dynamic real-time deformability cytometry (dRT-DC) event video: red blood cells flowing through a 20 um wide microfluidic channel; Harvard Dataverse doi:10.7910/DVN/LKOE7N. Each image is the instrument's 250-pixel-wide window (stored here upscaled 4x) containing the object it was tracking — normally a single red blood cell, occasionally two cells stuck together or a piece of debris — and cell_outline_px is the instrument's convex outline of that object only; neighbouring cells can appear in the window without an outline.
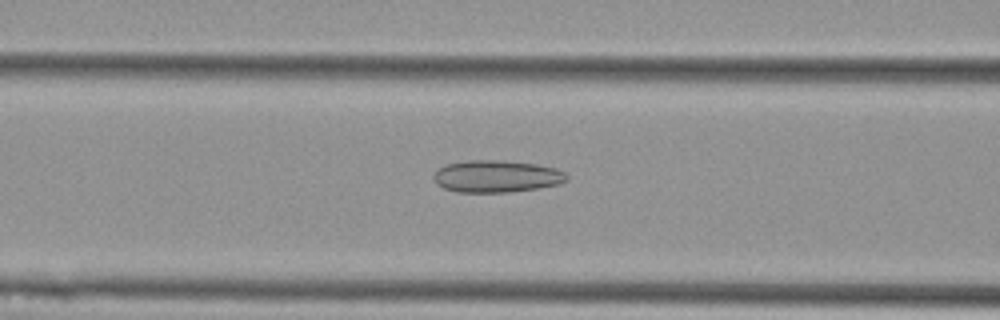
{"species": "Egyptian fruit bat (a non-hibernating species)", "species_latin": "Rousettus aegyptiacus", "temperature_condition": "cold", "stored_images_in_passage": 54, "camera_frame_rate_fps": 3000, "um_per_image_px": 0.085, "animal": {"sex": "female"}, "frame": {"image": 1, "passage_image": 22, "time_ms": 7.0, "image_size_px": [1000, 320], "cell_outline_px": [[568, 180], [560, 184], [536, 188], [508, 192], [456, 192], [444, 188], [436, 184], [432, 176], [440, 168], [448, 164], [468, 160], [504, 160], [536, 164], [556, 168], [564, 172], [568, 176]], "centroid_in_image_um": [42.22, 14.98], "position_along_channel_um": 124.4, "area_um2": 24.91}}
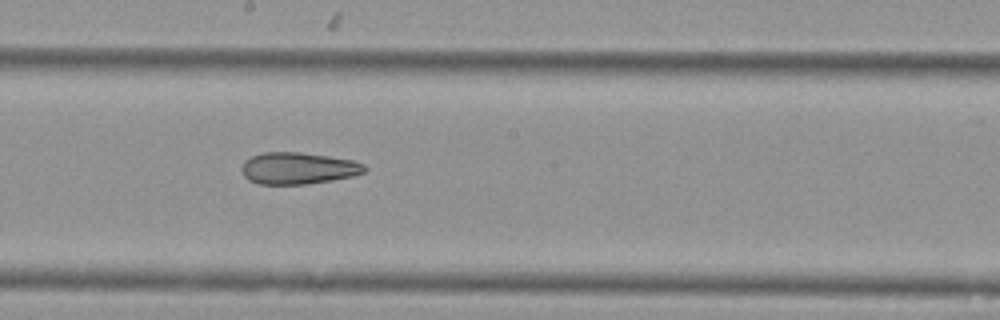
{"frame": {"image": 2, "passage_image": 30, "time_ms": 9.667, "image_size_px": [1000, 320], "cell_outline_px": [[368, 168], [364, 172], [352, 176], [332, 180], [304, 184], [260, 184], [248, 180], [244, 176], [240, 168], [244, 160], [252, 156], [264, 152], [300, 152], [328, 156], [352, 160], [364, 164]], "centroid_in_image_um": [25.32, 14.3], "position_along_channel_um": 222.9, "area_um2": 22.77}}
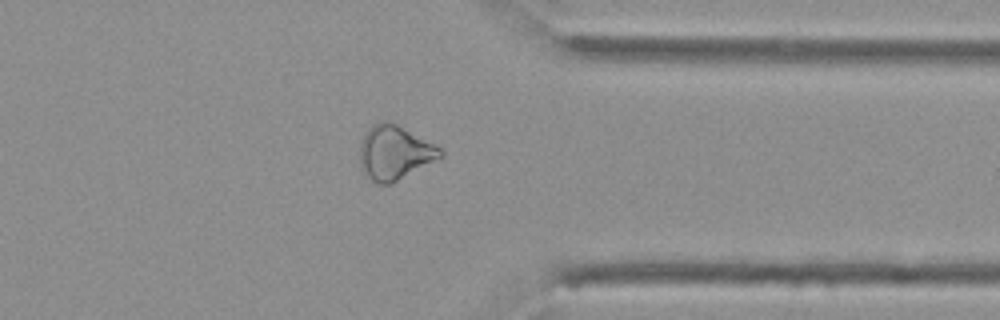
{"frame": {"image": 3, "passage_image": 43, "time_ms": 14.0, "image_size_px": [1000, 320], "cell_outline_px": [[444, 156], [392, 184], [376, 184], [368, 176], [360, 164], [360, 140], [364, 132], [372, 124], [384, 120], [388, 120], [396, 124], [440, 148], [444, 152]], "centroid_in_image_um": [33.52, 12.97], "position_along_channel_um": 377.9, "area_um2": 25.37}, "authors_computed_cell_mechanics": {"area_um2": 27.5128, "velocity_mm_per_s": 3.7039, "shape_relaxation_time_tau1_ms": null, "shape_relaxation_time_tau2_ms": 8.1634, "deformation_change_tau1": null, "deformation_change_tau2": 0.1915}}